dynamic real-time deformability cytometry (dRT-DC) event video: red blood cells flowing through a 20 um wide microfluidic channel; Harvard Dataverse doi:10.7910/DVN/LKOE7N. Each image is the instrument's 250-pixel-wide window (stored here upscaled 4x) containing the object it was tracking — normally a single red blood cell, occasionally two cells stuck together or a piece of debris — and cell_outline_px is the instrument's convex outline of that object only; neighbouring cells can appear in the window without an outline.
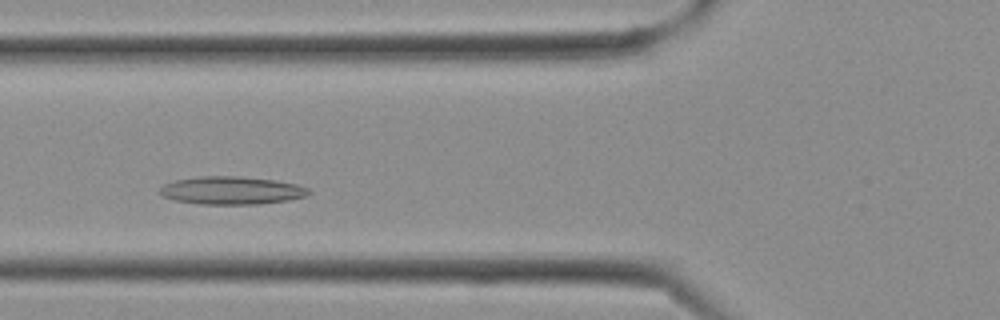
{"species": "Egyptian fruit bat (a non-hibernating species)", "species_latin": "Rousettus aegyptiacus", "temperature_condition": "cold", "stored_images_in_passage": 14, "camera_frame_rate_fps": 3000, "um_per_image_px": 0.085, "frame": {"image": 1, "passage_image": 5, "time_ms": 1.333, "image_size_px": [1000, 320], "cell_outline_px": [[312, 192], [308, 196], [288, 200], [260, 204], [200, 204], [176, 200], [164, 196], [160, 192], [160, 188], [164, 184], [176, 180], [200, 176], [236, 176], [276, 180], [296, 184], [308, 188]], "centroid_in_image_um": [19.73, 16.19], "position_along_channel_um": 106.1, "area_um2": 24.16}}
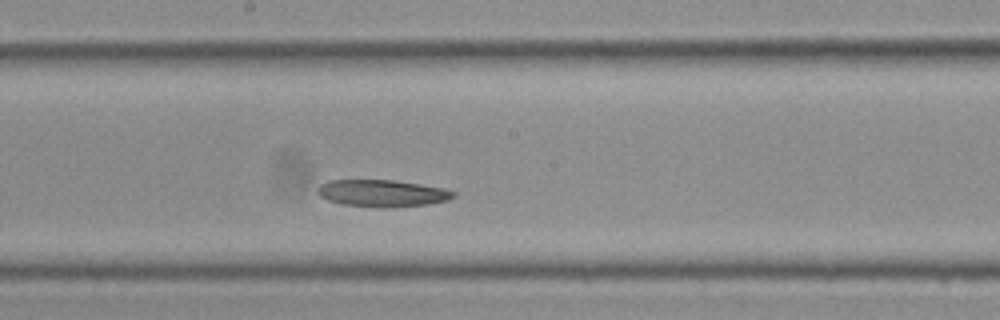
{"frame": {"image": 2, "passage_image": 10, "time_ms": 3.0, "image_size_px": [1000, 320], "cell_outline_px": [[456, 196], [448, 200], [428, 204], [396, 208], [384, 208], [344, 204], [328, 200], [320, 196], [320, 184], [328, 180], [392, 180], [420, 184], [444, 188], [456, 192]], "centroid_in_image_um": [32.56, 16.43], "position_along_channel_um": 215.6, "area_um2": 21.33}}
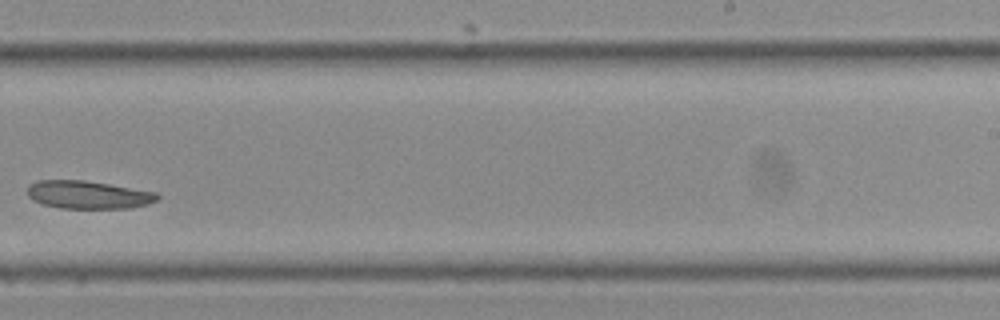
{"frame": {"image": 3, "passage_image": 13, "time_ms": 4.0, "image_size_px": [1000, 320], "cell_outline_px": [[160, 196], [156, 200], [148, 204], [128, 208], [60, 208], [44, 204], [32, 200], [28, 196], [28, 184], [36, 180], [84, 180], [156, 192]], "centroid_in_image_um": [7.46, 16.55], "position_along_channel_um": 281.5, "area_um2": 21.1}}